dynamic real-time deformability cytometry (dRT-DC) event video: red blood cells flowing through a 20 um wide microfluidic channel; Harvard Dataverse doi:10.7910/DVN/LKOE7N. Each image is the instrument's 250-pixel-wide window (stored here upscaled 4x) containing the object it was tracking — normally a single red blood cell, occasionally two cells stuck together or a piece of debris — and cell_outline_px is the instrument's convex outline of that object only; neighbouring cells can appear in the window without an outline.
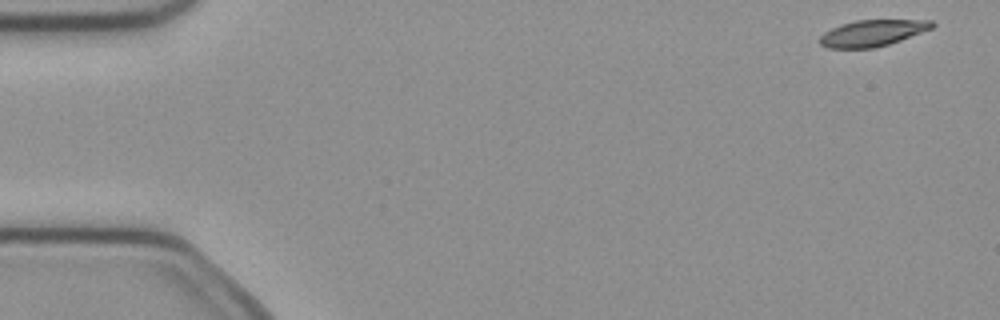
{"species": "common noctule bat (a hibernating species)", "species_latin": "Nyctalus noctula", "temperature_condition": "cold", "stored_images_in_passage": 4, "camera_frame_rate_fps": 3000, "um_per_image_px": 0.085, "animal": {"sex": "female", "body_mass_g": 21.9}, "frame": {"image": 1, "passage_image": 1, "time_ms": 0.0, "image_size_px": [1000, 320], "cell_outline_px": [[936, 24], [932, 28], [900, 40], [888, 44], [872, 48], [828, 48], [820, 44], [820, 36], [824, 32], [840, 24], [856, 20], [932, 20]], "centroid_in_image_um": [74.14, 2.8], "position_along_channel_um": 10.9, "area_um2": 17.11}}